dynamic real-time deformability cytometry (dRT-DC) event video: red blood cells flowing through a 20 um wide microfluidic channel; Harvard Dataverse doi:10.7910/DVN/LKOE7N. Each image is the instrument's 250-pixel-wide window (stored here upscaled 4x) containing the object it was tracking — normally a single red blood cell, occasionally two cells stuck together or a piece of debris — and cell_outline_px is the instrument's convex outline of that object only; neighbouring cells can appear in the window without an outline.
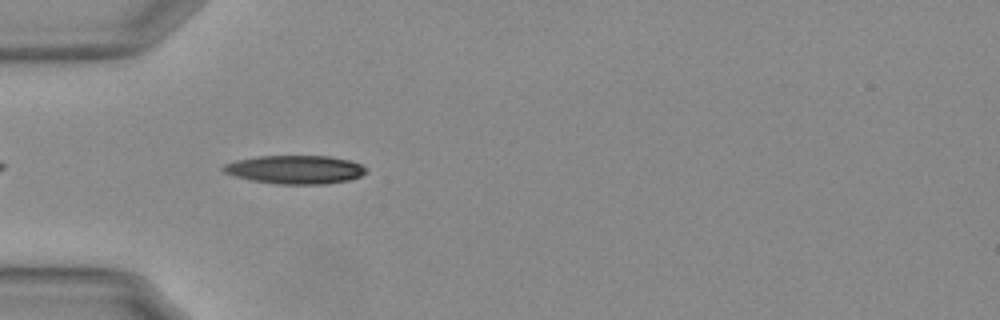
{"species": "Egyptian fruit bat (a non-hibernating species)", "species_latin": "Rousettus aegyptiacus", "temperature_condition": "warm", "stored_images_in_passage": 16, "camera_frame_rate_fps": 3000, "um_per_image_px": 0.085, "animal": {"sex": "female"}, "frame": {"image": 1, "passage_image": 3, "time_ms": 0.667, "image_size_px": [1000, 320], "cell_outline_px": [[368, 172], [360, 176], [348, 180], [324, 184], [276, 184], [252, 180], [236, 176], [224, 172], [220, 168], [224, 164], [236, 160], [256, 156], [328, 156], [348, 160], [360, 164], [368, 168]], "centroid_in_image_um": [25.09, 14.41], "position_along_channel_um": 59.9, "area_um2": 23.7}}
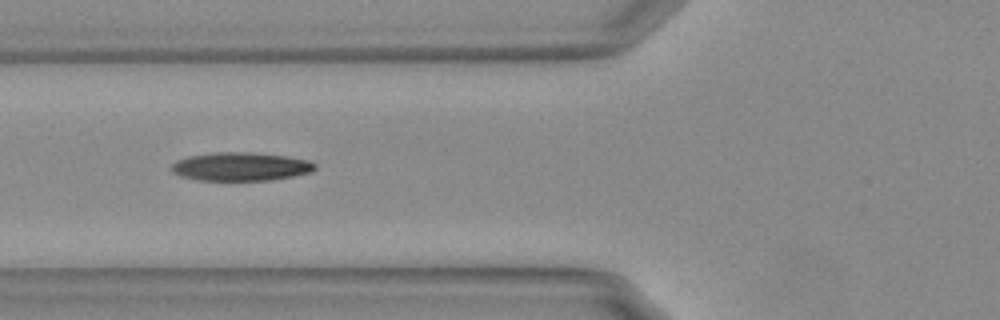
{"frame": {"image": 2, "passage_image": 7, "time_ms": 2.0, "image_size_px": [1000, 320], "cell_outline_px": [[316, 168], [312, 172], [272, 180], [196, 180], [180, 176], [172, 172], [172, 164], [176, 160], [188, 156], [212, 152], [252, 152], [288, 156], [308, 160], [316, 164]], "centroid_in_image_um": [20.45, 14.15], "position_along_channel_um": 105.3, "area_um2": 23.99}}
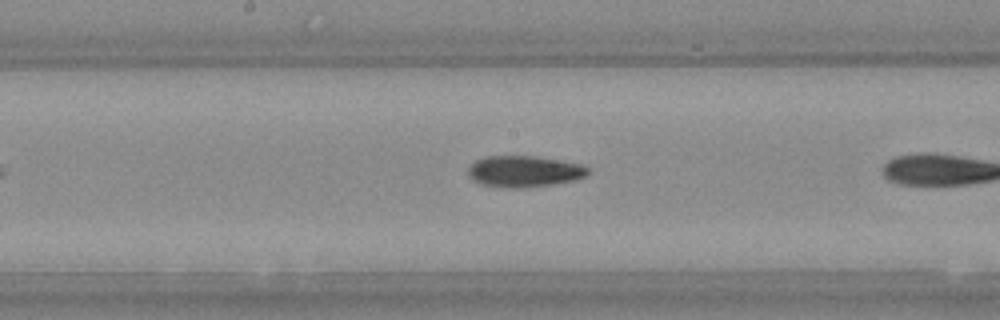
{"frame": {"image": 3, "passage_image": 12, "time_ms": 3.667, "image_size_px": [1000, 320], "cell_outline_px": [[588, 172], [584, 176], [576, 180], [552, 184], [524, 188], [500, 188], [480, 184], [472, 180], [468, 176], [468, 168], [476, 160], [484, 156], [536, 156], [584, 164], [588, 168]], "centroid_in_image_um": [44.53, 14.57], "position_along_channel_um": 203.7, "area_um2": 22.14}}